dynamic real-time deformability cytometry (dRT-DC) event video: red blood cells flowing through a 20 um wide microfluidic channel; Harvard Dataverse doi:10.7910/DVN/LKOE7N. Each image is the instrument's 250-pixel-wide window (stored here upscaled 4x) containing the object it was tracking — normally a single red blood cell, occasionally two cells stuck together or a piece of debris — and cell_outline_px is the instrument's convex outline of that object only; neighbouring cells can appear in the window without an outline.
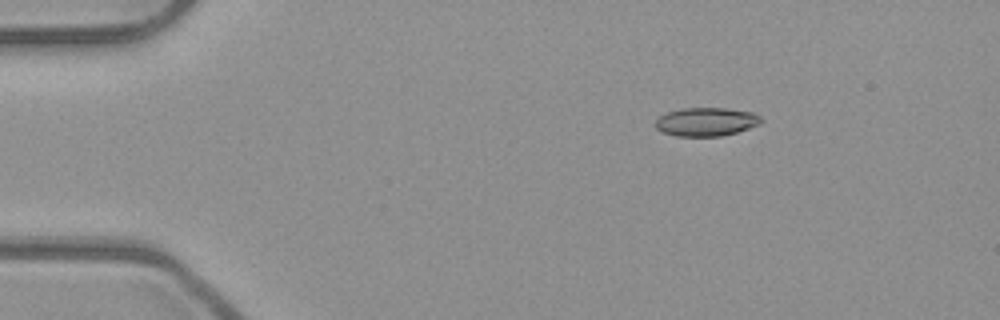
{"species": "common noctule bat (a hibernating species)", "species_latin": "Nyctalus noctula", "temperature_condition": "room temperature", "stored_images_in_passage": 5, "camera_frame_rate_fps": 3000, "um_per_image_px": 0.085, "animal": {"sex": "male", "body_mass_g": 23.1, "forearm_length_mm": 52.7}, "frame": {"image": 1, "passage_image": 3, "time_ms": 0.667, "image_size_px": [1000, 320], "cell_outline_px": [[764, 120], [760, 124], [736, 132], [720, 136], [676, 136], [664, 132], [656, 128], [656, 120], [660, 116], [668, 112], [684, 108], [724, 108], [752, 112], [760, 116]], "centroid_in_image_um": [60.05, 10.35], "position_along_channel_um": 24.9, "area_um2": 17.4}}